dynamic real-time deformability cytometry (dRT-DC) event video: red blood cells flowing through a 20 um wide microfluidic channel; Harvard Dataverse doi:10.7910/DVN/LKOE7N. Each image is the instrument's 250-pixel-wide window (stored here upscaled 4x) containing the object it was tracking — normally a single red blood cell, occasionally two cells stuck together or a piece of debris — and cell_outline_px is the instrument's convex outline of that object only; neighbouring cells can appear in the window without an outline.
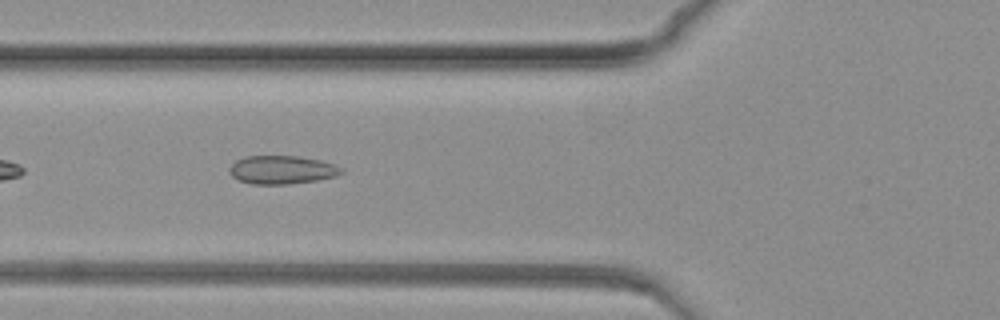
{"species": "common noctule bat (a hibernating species)", "species_latin": "Nyctalus noctula", "temperature_condition": "warm", "stored_images_in_passage": 60, "camera_frame_rate_fps": 3000, "um_per_image_px": 0.085, "animal": {"sex": "female", "body_mass_g": 19.3, "forearm_length_mm": 54.1}, "frame": {"image": 1, "passage_image": 9, "time_ms": 2.667, "image_size_px": [1000, 320], "cell_outline_px": [[344, 172], [336, 176], [316, 180], [288, 184], [252, 184], [240, 180], [232, 176], [228, 172], [228, 168], [236, 160], [244, 156], [300, 156], [320, 160], [332, 164], [340, 168]], "centroid_in_image_um": [23.92, 14.43], "position_along_channel_um": 101.9, "area_um2": 18.44}}
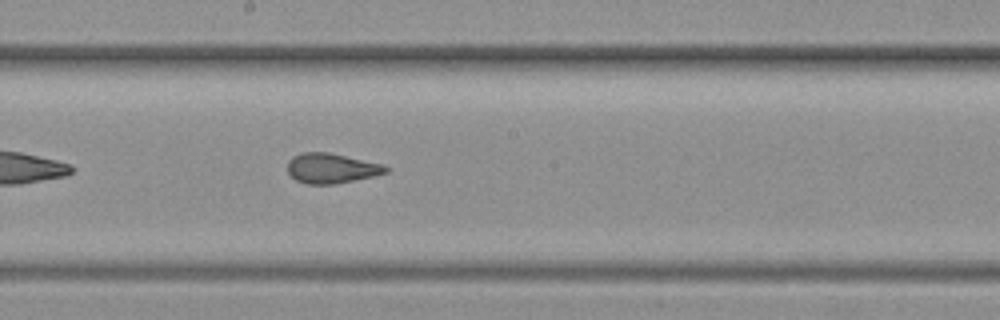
{"frame": {"image": 2, "passage_image": 23, "time_ms": 7.333, "image_size_px": [1000, 320], "cell_outline_px": [[392, 168], [388, 172], [376, 176], [336, 184], [308, 184], [296, 180], [288, 172], [288, 160], [292, 156], [304, 152], [328, 152], [380, 164]], "centroid_in_image_um": [28.18, 14.31], "position_along_channel_um": 220.0, "area_um2": 17.17}}
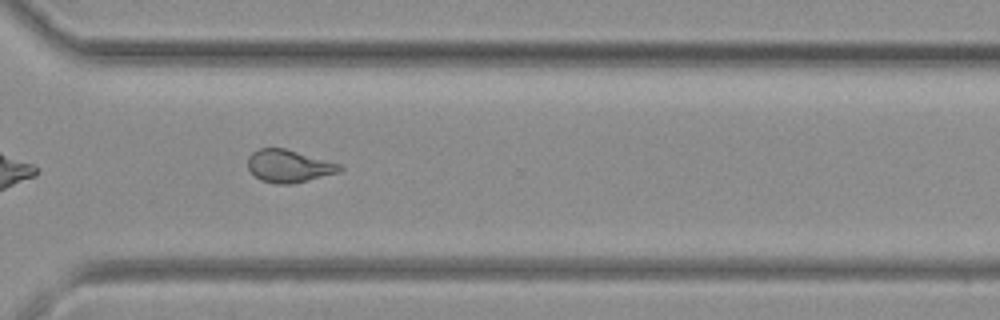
{"frame": {"image": 3, "passage_image": 38, "time_ms": 12.333, "image_size_px": [1000, 320], "cell_outline_px": [[344, 168], [340, 172], [292, 184], [276, 184], [260, 180], [248, 168], [248, 156], [252, 152], [260, 148], [284, 148], [344, 164]], "centroid_in_image_um": [24.6, 14.11], "position_along_channel_um": 346.0, "area_um2": 17.63}}